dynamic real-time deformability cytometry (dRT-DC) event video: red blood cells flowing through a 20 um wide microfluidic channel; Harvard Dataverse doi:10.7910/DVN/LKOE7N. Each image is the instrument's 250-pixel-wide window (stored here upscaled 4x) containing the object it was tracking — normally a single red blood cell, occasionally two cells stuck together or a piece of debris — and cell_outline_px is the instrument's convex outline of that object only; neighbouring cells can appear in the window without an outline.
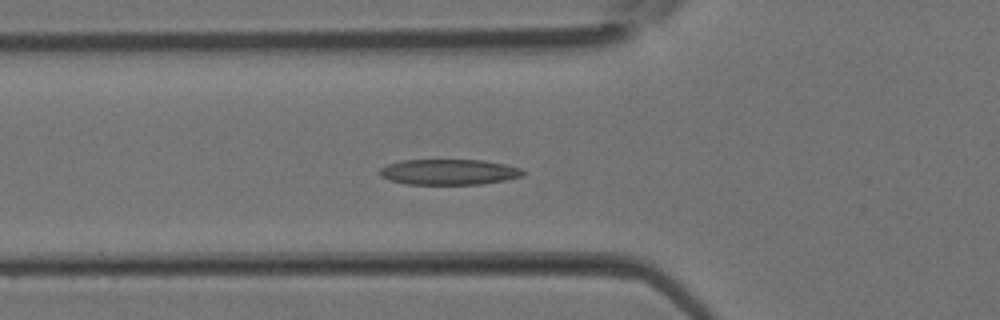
{"species": "Egyptian fruit bat (a non-hibernating species)", "species_latin": "Rousettus aegyptiacus", "temperature_condition": "room temperature", "stored_images_in_passage": 39, "camera_frame_rate_fps": 3000, "um_per_image_px": 0.085, "animal": {"sex": "female"}, "frame": {"image": 1, "passage_image": 14, "time_ms": 4.333, "image_size_px": [1000, 320], "cell_outline_px": [[524, 176], [504, 180], [480, 184], [408, 184], [388, 180], [380, 176], [380, 168], [388, 164], [400, 160], [480, 160], [504, 164], [520, 168], [524, 172]], "centroid_in_image_um": [38.13, 14.62], "position_along_channel_um": 87.7, "area_um2": 21.27}}
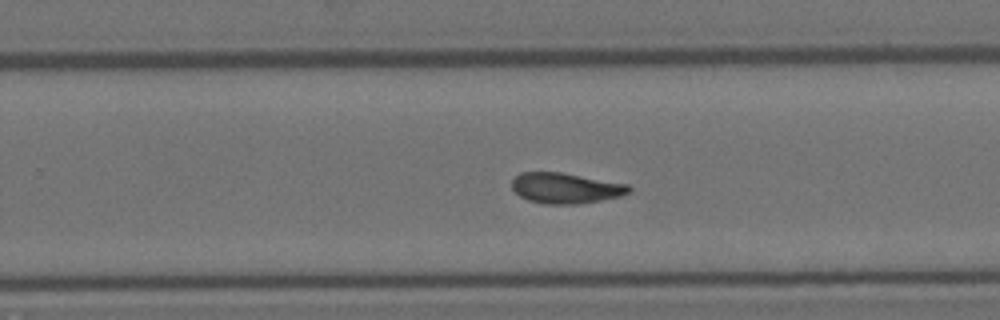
{"frame": {"image": 2, "passage_image": 25, "time_ms": 8.0, "image_size_px": [1000, 320], "cell_outline_px": [[632, 192], [620, 196], [600, 200], [576, 204], [544, 204], [528, 200], [520, 196], [512, 188], [512, 180], [520, 172], [560, 172], [628, 184], [632, 188]], "centroid_in_image_um": [48.08, 15.99], "position_along_channel_um": 281.7, "area_um2": 20.81}}
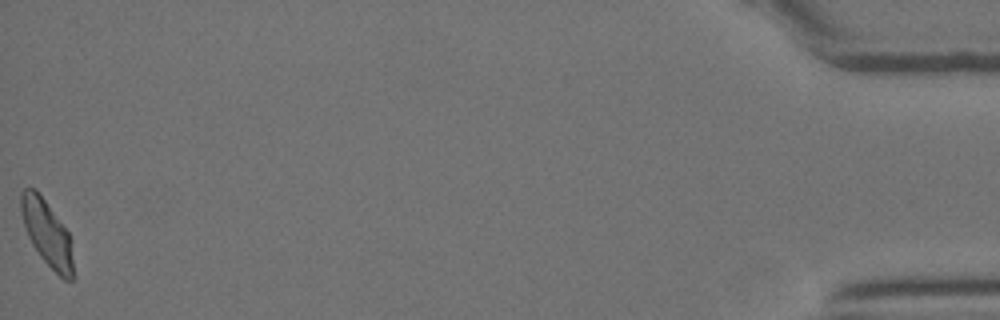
{"frame": {"image": 3, "passage_image": 39, "time_ms": 12.667, "image_size_px": [1000, 320], "cell_outline_px": [[76, 276], [72, 280], [64, 280], [40, 256], [32, 244], [28, 236], [20, 212], [20, 192], [24, 188], [36, 188], [68, 232], [72, 240]], "centroid_in_image_um": [4.04, 19.85], "position_along_channel_um": 431.2, "area_um2": 20.4}}